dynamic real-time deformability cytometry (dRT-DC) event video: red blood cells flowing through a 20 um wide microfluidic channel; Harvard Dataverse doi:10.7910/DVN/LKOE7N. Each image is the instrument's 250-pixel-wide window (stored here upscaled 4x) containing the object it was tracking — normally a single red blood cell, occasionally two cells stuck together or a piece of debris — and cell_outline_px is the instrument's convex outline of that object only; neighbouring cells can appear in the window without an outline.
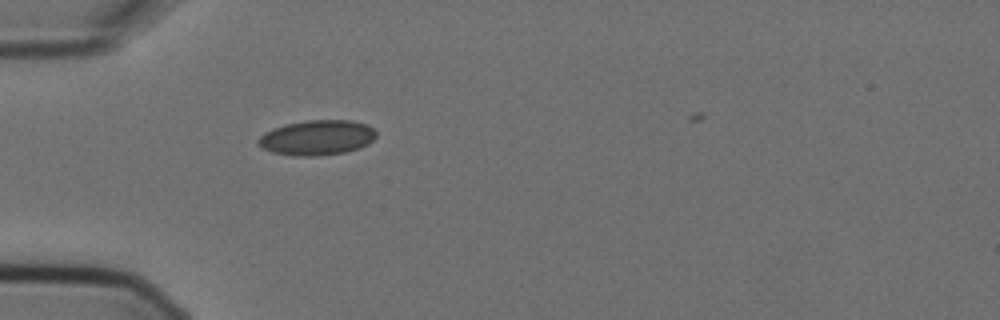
{"species": "Egyptian fruit bat (a non-hibernating species)", "species_latin": "Rousettus aegyptiacus", "temperature_condition": "cold", "stored_images_in_passage": 3, "camera_frame_rate_fps": 3000, "um_per_image_px": 0.085, "animal": {"sex": "female"}, "frame": {"image": 1, "passage_image": 3, "time_ms": 0.667, "image_size_px": [1000, 320], "cell_outline_px": [[376, 136], [368, 144], [360, 148], [344, 152], [316, 156], [292, 156], [272, 152], [260, 148], [256, 144], [256, 140], [264, 132], [284, 124], [308, 120], [352, 120], [368, 124], [376, 132]], "centroid_in_image_um": [26.91, 11.7], "position_along_channel_um": 58.1, "area_um2": 24.39}}